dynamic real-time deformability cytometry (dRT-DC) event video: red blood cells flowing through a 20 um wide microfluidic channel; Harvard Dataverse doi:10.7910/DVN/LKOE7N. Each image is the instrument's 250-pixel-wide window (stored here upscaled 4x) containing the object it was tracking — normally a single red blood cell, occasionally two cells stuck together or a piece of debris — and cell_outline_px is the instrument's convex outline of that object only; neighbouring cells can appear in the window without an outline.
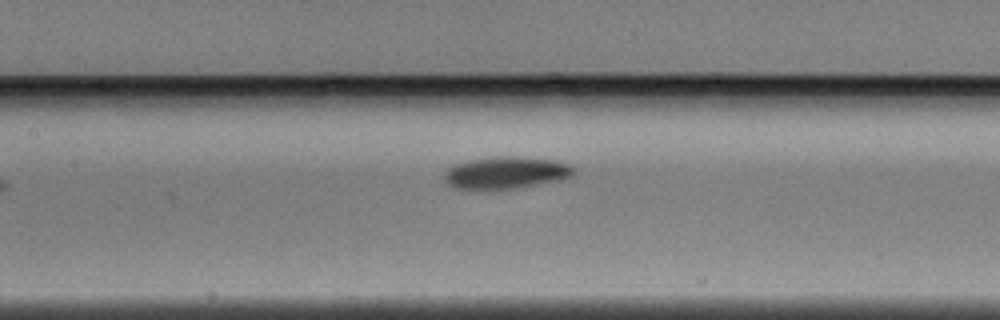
{"species": "Egyptian fruit bat (a non-hibernating species)", "species_latin": "Rousettus aegyptiacus", "temperature_condition": "warm", "stored_images_in_passage": 7, "camera_frame_rate_fps": 3000, "um_per_image_px": 0.085, "animal": {"sex": "male"}, "frame": {"image": 1, "passage_image": 7, "time_ms": 2.0, "image_size_px": [1000, 320], "cell_outline_px": [[572, 172], [568, 176], [560, 180], [516, 188], [488, 192], [476, 192], [452, 188], [444, 180], [444, 172], [452, 164], [472, 160], [500, 156], [512, 156], [556, 160], [568, 164], [572, 168]], "centroid_in_image_um": [42.86, 14.73], "position_along_channel_um": 164.5, "area_um2": 24.8}}